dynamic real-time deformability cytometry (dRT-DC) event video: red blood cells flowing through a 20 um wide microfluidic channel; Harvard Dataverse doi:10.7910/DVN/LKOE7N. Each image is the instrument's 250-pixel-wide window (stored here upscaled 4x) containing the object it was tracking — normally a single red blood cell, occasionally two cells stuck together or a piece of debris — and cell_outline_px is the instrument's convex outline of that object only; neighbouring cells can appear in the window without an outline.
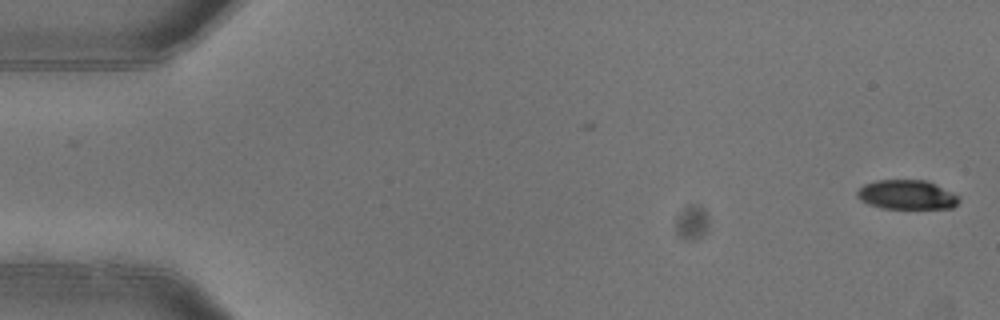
{"species": "common noctule bat (a hibernating species)", "species_latin": "Nyctalus noctula", "temperature_condition": "warm", "stored_images_in_passage": 2, "camera_frame_rate_fps": 3000, "um_per_image_px": 0.085, "animal": {"sex": "female"}, "frame": {"image": 1, "passage_image": 2, "time_ms": 0.333, "image_size_px": [1000, 320], "cell_outline_px": [[960, 200], [952, 208], [880, 208], [868, 204], [860, 200], [856, 196], [856, 192], [864, 184], [876, 180], [928, 180], [960, 196]], "centroid_in_image_um": [77.07, 16.55], "position_along_channel_um": 7.9, "area_um2": 17.51}}